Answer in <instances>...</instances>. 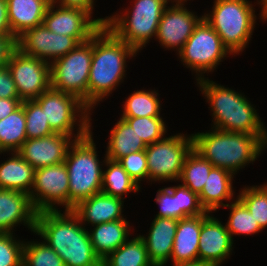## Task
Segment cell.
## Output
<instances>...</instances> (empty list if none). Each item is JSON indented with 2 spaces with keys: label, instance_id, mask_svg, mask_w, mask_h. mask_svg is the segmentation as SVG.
Masks as SVG:
<instances>
[{
  "label": "cell",
  "instance_id": "cell-26",
  "mask_svg": "<svg viewBox=\"0 0 267 266\" xmlns=\"http://www.w3.org/2000/svg\"><path fill=\"white\" fill-rule=\"evenodd\" d=\"M93 227L88 233L94 252L101 261L125 243L129 239L128 236H132L129 235L131 230L126 219L100 223Z\"/></svg>",
  "mask_w": 267,
  "mask_h": 266
},
{
  "label": "cell",
  "instance_id": "cell-11",
  "mask_svg": "<svg viewBox=\"0 0 267 266\" xmlns=\"http://www.w3.org/2000/svg\"><path fill=\"white\" fill-rule=\"evenodd\" d=\"M176 134L147 145L148 181H178L186 157L194 148L193 135Z\"/></svg>",
  "mask_w": 267,
  "mask_h": 266
},
{
  "label": "cell",
  "instance_id": "cell-27",
  "mask_svg": "<svg viewBox=\"0 0 267 266\" xmlns=\"http://www.w3.org/2000/svg\"><path fill=\"white\" fill-rule=\"evenodd\" d=\"M11 154V157L0 164V188L17 190L29 195L35 169L17 152H11Z\"/></svg>",
  "mask_w": 267,
  "mask_h": 266
},
{
  "label": "cell",
  "instance_id": "cell-32",
  "mask_svg": "<svg viewBox=\"0 0 267 266\" xmlns=\"http://www.w3.org/2000/svg\"><path fill=\"white\" fill-rule=\"evenodd\" d=\"M213 167L209 161L193 148L186 157L178 181L199 196Z\"/></svg>",
  "mask_w": 267,
  "mask_h": 266
},
{
  "label": "cell",
  "instance_id": "cell-36",
  "mask_svg": "<svg viewBox=\"0 0 267 266\" xmlns=\"http://www.w3.org/2000/svg\"><path fill=\"white\" fill-rule=\"evenodd\" d=\"M23 266H65V263L45 241H27L23 247Z\"/></svg>",
  "mask_w": 267,
  "mask_h": 266
},
{
  "label": "cell",
  "instance_id": "cell-17",
  "mask_svg": "<svg viewBox=\"0 0 267 266\" xmlns=\"http://www.w3.org/2000/svg\"><path fill=\"white\" fill-rule=\"evenodd\" d=\"M233 240L219 219L210 212L202 214V227L199 235L198 260L220 266L230 258Z\"/></svg>",
  "mask_w": 267,
  "mask_h": 266
},
{
  "label": "cell",
  "instance_id": "cell-18",
  "mask_svg": "<svg viewBox=\"0 0 267 266\" xmlns=\"http://www.w3.org/2000/svg\"><path fill=\"white\" fill-rule=\"evenodd\" d=\"M74 137L53 133L51 135L27 139L17 151L34 169L63 163Z\"/></svg>",
  "mask_w": 267,
  "mask_h": 266
},
{
  "label": "cell",
  "instance_id": "cell-45",
  "mask_svg": "<svg viewBox=\"0 0 267 266\" xmlns=\"http://www.w3.org/2000/svg\"><path fill=\"white\" fill-rule=\"evenodd\" d=\"M11 33L8 23L7 1L0 0V34Z\"/></svg>",
  "mask_w": 267,
  "mask_h": 266
},
{
  "label": "cell",
  "instance_id": "cell-31",
  "mask_svg": "<svg viewBox=\"0 0 267 266\" xmlns=\"http://www.w3.org/2000/svg\"><path fill=\"white\" fill-rule=\"evenodd\" d=\"M101 192L124 199V194L138 192L141 187L133 180L118 161L105 160Z\"/></svg>",
  "mask_w": 267,
  "mask_h": 266
},
{
  "label": "cell",
  "instance_id": "cell-21",
  "mask_svg": "<svg viewBox=\"0 0 267 266\" xmlns=\"http://www.w3.org/2000/svg\"><path fill=\"white\" fill-rule=\"evenodd\" d=\"M124 199L107 195L103 192L96 193L90 198L80 201L72 211L83 224L96 225L113 222L124 218Z\"/></svg>",
  "mask_w": 267,
  "mask_h": 266
},
{
  "label": "cell",
  "instance_id": "cell-20",
  "mask_svg": "<svg viewBox=\"0 0 267 266\" xmlns=\"http://www.w3.org/2000/svg\"><path fill=\"white\" fill-rule=\"evenodd\" d=\"M154 200L160 208L157 217L179 220L206 212L200 204L199 196L182 184L160 188Z\"/></svg>",
  "mask_w": 267,
  "mask_h": 266
},
{
  "label": "cell",
  "instance_id": "cell-39",
  "mask_svg": "<svg viewBox=\"0 0 267 266\" xmlns=\"http://www.w3.org/2000/svg\"><path fill=\"white\" fill-rule=\"evenodd\" d=\"M14 233H0V266H23L25 241L17 240Z\"/></svg>",
  "mask_w": 267,
  "mask_h": 266
},
{
  "label": "cell",
  "instance_id": "cell-33",
  "mask_svg": "<svg viewBox=\"0 0 267 266\" xmlns=\"http://www.w3.org/2000/svg\"><path fill=\"white\" fill-rule=\"evenodd\" d=\"M159 94L153 90L134 91L123 104L121 117H162Z\"/></svg>",
  "mask_w": 267,
  "mask_h": 266
},
{
  "label": "cell",
  "instance_id": "cell-13",
  "mask_svg": "<svg viewBox=\"0 0 267 266\" xmlns=\"http://www.w3.org/2000/svg\"><path fill=\"white\" fill-rule=\"evenodd\" d=\"M21 101L35 100L51 88L50 63L16 49L7 64Z\"/></svg>",
  "mask_w": 267,
  "mask_h": 266
},
{
  "label": "cell",
  "instance_id": "cell-37",
  "mask_svg": "<svg viewBox=\"0 0 267 266\" xmlns=\"http://www.w3.org/2000/svg\"><path fill=\"white\" fill-rule=\"evenodd\" d=\"M124 119L145 142L153 144L164 138L167 126L162 117H120Z\"/></svg>",
  "mask_w": 267,
  "mask_h": 266
},
{
  "label": "cell",
  "instance_id": "cell-44",
  "mask_svg": "<svg viewBox=\"0 0 267 266\" xmlns=\"http://www.w3.org/2000/svg\"><path fill=\"white\" fill-rule=\"evenodd\" d=\"M21 104L20 98H0V120L17 110Z\"/></svg>",
  "mask_w": 267,
  "mask_h": 266
},
{
  "label": "cell",
  "instance_id": "cell-8",
  "mask_svg": "<svg viewBox=\"0 0 267 266\" xmlns=\"http://www.w3.org/2000/svg\"><path fill=\"white\" fill-rule=\"evenodd\" d=\"M35 101L44 110V116L54 133L74 136L76 140L84 137L92 129L91 111L72 94L50 88ZM74 127H77L76 134Z\"/></svg>",
  "mask_w": 267,
  "mask_h": 266
},
{
  "label": "cell",
  "instance_id": "cell-2",
  "mask_svg": "<svg viewBox=\"0 0 267 266\" xmlns=\"http://www.w3.org/2000/svg\"><path fill=\"white\" fill-rule=\"evenodd\" d=\"M138 52L120 40L107 26L93 35V56L88 79V109L107 98L124 81L127 58Z\"/></svg>",
  "mask_w": 267,
  "mask_h": 266
},
{
  "label": "cell",
  "instance_id": "cell-43",
  "mask_svg": "<svg viewBox=\"0 0 267 266\" xmlns=\"http://www.w3.org/2000/svg\"><path fill=\"white\" fill-rule=\"evenodd\" d=\"M94 1L95 0H51V3L63 7L82 9L92 16L95 3Z\"/></svg>",
  "mask_w": 267,
  "mask_h": 266
},
{
  "label": "cell",
  "instance_id": "cell-49",
  "mask_svg": "<svg viewBox=\"0 0 267 266\" xmlns=\"http://www.w3.org/2000/svg\"><path fill=\"white\" fill-rule=\"evenodd\" d=\"M263 21H267V13L264 15V20Z\"/></svg>",
  "mask_w": 267,
  "mask_h": 266
},
{
  "label": "cell",
  "instance_id": "cell-47",
  "mask_svg": "<svg viewBox=\"0 0 267 266\" xmlns=\"http://www.w3.org/2000/svg\"><path fill=\"white\" fill-rule=\"evenodd\" d=\"M257 2V4H259L261 8L260 18L264 20V15L267 13V0H258Z\"/></svg>",
  "mask_w": 267,
  "mask_h": 266
},
{
  "label": "cell",
  "instance_id": "cell-34",
  "mask_svg": "<svg viewBox=\"0 0 267 266\" xmlns=\"http://www.w3.org/2000/svg\"><path fill=\"white\" fill-rule=\"evenodd\" d=\"M227 207L230 209V215L225 225L232 240L234 239V235L248 236L262 231L258 222L253 218V215L237 197L230 204L227 203L225 208Z\"/></svg>",
  "mask_w": 267,
  "mask_h": 266
},
{
  "label": "cell",
  "instance_id": "cell-14",
  "mask_svg": "<svg viewBox=\"0 0 267 266\" xmlns=\"http://www.w3.org/2000/svg\"><path fill=\"white\" fill-rule=\"evenodd\" d=\"M92 17L82 9L50 3L43 24L56 34L74 37L79 43H82L91 39L102 26H106L109 18V16L97 19H92Z\"/></svg>",
  "mask_w": 267,
  "mask_h": 266
},
{
  "label": "cell",
  "instance_id": "cell-1",
  "mask_svg": "<svg viewBox=\"0 0 267 266\" xmlns=\"http://www.w3.org/2000/svg\"><path fill=\"white\" fill-rule=\"evenodd\" d=\"M85 227L72 210H45L37 212L34 234L62 258L65 266H102Z\"/></svg>",
  "mask_w": 267,
  "mask_h": 266
},
{
  "label": "cell",
  "instance_id": "cell-35",
  "mask_svg": "<svg viewBox=\"0 0 267 266\" xmlns=\"http://www.w3.org/2000/svg\"><path fill=\"white\" fill-rule=\"evenodd\" d=\"M237 198L253 215L260 228L264 230L267 227V183L260 186H246L241 189Z\"/></svg>",
  "mask_w": 267,
  "mask_h": 266
},
{
  "label": "cell",
  "instance_id": "cell-28",
  "mask_svg": "<svg viewBox=\"0 0 267 266\" xmlns=\"http://www.w3.org/2000/svg\"><path fill=\"white\" fill-rule=\"evenodd\" d=\"M109 137L107 151L104 155L112 161H118L130 153L145 150L147 147L134 129L121 118L111 129Z\"/></svg>",
  "mask_w": 267,
  "mask_h": 266
},
{
  "label": "cell",
  "instance_id": "cell-25",
  "mask_svg": "<svg viewBox=\"0 0 267 266\" xmlns=\"http://www.w3.org/2000/svg\"><path fill=\"white\" fill-rule=\"evenodd\" d=\"M234 174L228 170L213 167L210 170L208 179L204 184L199 201L201 206L207 212H213L220 207H225L227 204L223 203L224 200L234 199V189L232 186Z\"/></svg>",
  "mask_w": 267,
  "mask_h": 266
},
{
  "label": "cell",
  "instance_id": "cell-3",
  "mask_svg": "<svg viewBox=\"0 0 267 266\" xmlns=\"http://www.w3.org/2000/svg\"><path fill=\"white\" fill-rule=\"evenodd\" d=\"M196 82L211 108L212 128L257 135L267 145V129L255 106L244 94L206 77Z\"/></svg>",
  "mask_w": 267,
  "mask_h": 266
},
{
  "label": "cell",
  "instance_id": "cell-46",
  "mask_svg": "<svg viewBox=\"0 0 267 266\" xmlns=\"http://www.w3.org/2000/svg\"><path fill=\"white\" fill-rule=\"evenodd\" d=\"M173 266H213V265L210 263H206V262L198 260V261H194V262L173 264Z\"/></svg>",
  "mask_w": 267,
  "mask_h": 266
},
{
  "label": "cell",
  "instance_id": "cell-24",
  "mask_svg": "<svg viewBox=\"0 0 267 266\" xmlns=\"http://www.w3.org/2000/svg\"><path fill=\"white\" fill-rule=\"evenodd\" d=\"M202 215L178 220L170 260L173 264L198 261Z\"/></svg>",
  "mask_w": 267,
  "mask_h": 266
},
{
  "label": "cell",
  "instance_id": "cell-7",
  "mask_svg": "<svg viewBox=\"0 0 267 266\" xmlns=\"http://www.w3.org/2000/svg\"><path fill=\"white\" fill-rule=\"evenodd\" d=\"M132 8L109 16L106 26L122 41L137 52L157 35L163 11L168 0H133ZM131 9V10H130Z\"/></svg>",
  "mask_w": 267,
  "mask_h": 266
},
{
  "label": "cell",
  "instance_id": "cell-29",
  "mask_svg": "<svg viewBox=\"0 0 267 266\" xmlns=\"http://www.w3.org/2000/svg\"><path fill=\"white\" fill-rule=\"evenodd\" d=\"M26 118L21 105L13 113L0 120V152H17L27 140Z\"/></svg>",
  "mask_w": 267,
  "mask_h": 266
},
{
  "label": "cell",
  "instance_id": "cell-16",
  "mask_svg": "<svg viewBox=\"0 0 267 266\" xmlns=\"http://www.w3.org/2000/svg\"><path fill=\"white\" fill-rule=\"evenodd\" d=\"M172 4L163 11L155 39L163 48L176 49L179 53L203 15L198 17L184 3Z\"/></svg>",
  "mask_w": 267,
  "mask_h": 266
},
{
  "label": "cell",
  "instance_id": "cell-41",
  "mask_svg": "<svg viewBox=\"0 0 267 266\" xmlns=\"http://www.w3.org/2000/svg\"><path fill=\"white\" fill-rule=\"evenodd\" d=\"M0 98H19L15 82L7 66L0 67Z\"/></svg>",
  "mask_w": 267,
  "mask_h": 266
},
{
  "label": "cell",
  "instance_id": "cell-23",
  "mask_svg": "<svg viewBox=\"0 0 267 266\" xmlns=\"http://www.w3.org/2000/svg\"><path fill=\"white\" fill-rule=\"evenodd\" d=\"M11 34L17 39L28 29L43 24L51 0H6Z\"/></svg>",
  "mask_w": 267,
  "mask_h": 266
},
{
  "label": "cell",
  "instance_id": "cell-40",
  "mask_svg": "<svg viewBox=\"0 0 267 266\" xmlns=\"http://www.w3.org/2000/svg\"><path fill=\"white\" fill-rule=\"evenodd\" d=\"M129 176L140 186L141 181L148 180V166L145 150L130 153L118 160Z\"/></svg>",
  "mask_w": 267,
  "mask_h": 266
},
{
  "label": "cell",
  "instance_id": "cell-48",
  "mask_svg": "<svg viewBox=\"0 0 267 266\" xmlns=\"http://www.w3.org/2000/svg\"><path fill=\"white\" fill-rule=\"evenodd\" d=\"M169 2L171 1V3L173 2H175V3H185V2H187L188 0H168Z\"/></svg>",
  "mask_w": 267,
  "mask_h": 266
},
{
  "label": "cell",
  "instance_id": "cell-10",
  "mask_svg": "<svg viewBox=\"0 0 267 266\" xmlns=\"http://www.w3.org/2000/svg\"><path fill=\"white\" fill-rule=\"evenodd\" d=\"M228 54L231 55L220 36L203 17L178 53V57L185 67L196 73L197 81L204 78V73L213 72L225 57H229Z\"/></svg>",
  "mask_w": 267,
  "mask_h": 266
},
{
  "label": "cell",
  "instance_id": "cell-22",
  "mask_svg": "<svg viewBox=\"0 0 267 266\" xmlns=\"http://www.w3.org/2000/svg\"><path fill=\"white\" fill-rule=\"evenodd\" d=\"M177 225V219L155 216L148 236L140 235L154 266H165L170 261Z\"/></svg>",
  "mask_w": 267,
  "mask_h": 266
},
{
  "label": "cell",
  "instance_id": "cell-42",
  "mask_svg": "<svg viewBox=\"0 0 267 266\" xmlns=\"http://www.w3.org/2000/svg\"><path fill=\"white\" fill-rule=\"evenodd\" d=\"M16 49L17 39L11 33L0 34V67L7 66Z\"/></svg>",
  "mask_w": 267,
  "mask_h": 266
},
{
  "label": "cell",
  "instance_id": "cell-9",
  "mask_svg": "<svg viewBox=\"0 0 267 266\" xmlns=\"http://www.w3.org/2000/svg\"><path fill=\"white\" fill-rule=\"evenodd\" d=\"M93 56V36L51 65V88L76 96L88 108V79Z\"/></svg>",
  "mask_w": 267,
  "mask_h": 266
},
{
  "label": "cell",
  "instance_id": "cell-15",
  "mask_svg": "<svg viewBox=\"0 0 267 266\" xmlns=\"http://www.w3.org/2000/svg\"><path fill=\"white\" fill-rule=\"evenodd\" d=\"M80 44L74 37L56 34L44 24L28 29L17 38V49L48 63L65 56Z\"/></svg>",
  "mask_w": 267,
  "mask_h": 266
},
{
  "label": "cell",
  "instance_id": "cell-12",
  "mask_svg": "<svg viewBox=\"0 0 267 266\" xmlns=\"http://www.w3.org/2000/svg\"><path fill=\"white\" fill-rule=\"evenodd\" d=\"M29 196L37 212L58 210L56 204L69 210V175L65 163L35 169Z\"/></svg>",
  "mask_w": 267,
  "mask_h": 266
},
{
  "label": "cell",
  "instance_id": "cell-5",
  "mask_svg": "<svg viewBox=\"0 0 267 266\" xmlns=\"http://www.w3.org/2000/svg\"><path fill=\"white\" fill-rule=\"evenodd\" d=\"M92 130L84 137L74 140L64 161L69 175V210L80 201L102 190V166L99 161ZM102 163V164H100Z\"/></svg>",
  "mask_w": 267,
  "mask_h": 266
},
{
  "label": "cell",
  "instance_id": "cell-30",
  "mask_svg": "<svg viewBox=\"0 0 267 266\" xmlns=\"http://www.w3.org/2000/svg\"><path fill=\"white\" fill-rule=\"evenodd\" d=\"M102 266H154L149 260L146 245L140 235L128 239L102 260Z\"/></svg>",
  "mask_w": 267,
  "mask_h": 266
},
{
  "label": "cell",
  "instance_id": "cell-19",
  "mask_svg": "<svg viewBox=\"0 0 267 266\" xmlns=\"http://www.w3.org/2000/svg\"><path fill=\"white\" fill-rule=\"evenodd\" d=\"M36 215L28 194L0 188V233H13L22 223L34 233Z\"/></svg>",
  "mask_w": 267,
  "mask_h": 266
},
{
  "label": "cell",
  "instance_id": "cell-6",
  "mask_svg": "<svg viewBox=\"0 0 267 266\" xmlns=\"http://www.w3.org/2000/svg\"><path fill=\"white\" fill-rule=\"evenodd\" d=\"M205 20L220 36L223 45L232 55L244 51L254 32L257 20L252 1L215 0Z\"/></svg>",
  "mask_w": 267,
  "mask_h": 266
},
{
  "label": "cell",
  "instance_id": "cell-38",
  "mask_svg": "<svg viewBox=\"0 0 267 266\" xmlns=\"http://www.w3.org/2000/svg\"><path fill=\"white\" fill-rule=\"evenodd\" d=\"M21 105L25 112L27 139L41 138L54 133L44 116V110L35 100L22 101Z\"/></svg>",
  "mask_w": 267,
  "mask_h": 266
},
{
  "label": "cell",
  "instance_id": "cell-4",
  "mask_svg": "<svg viewBox=\"0 0 267 266\" xmlns=\"http://www.w3.org/2000/svg\"><path fill=\"white\" fill-rule=\"evenodd\" d=\"M193 135L194 149L214 167L238 173L263 154L267 145L257 136L214 129Z\"/></svg>",
  "mask_w": 267,
  "mask_h": 266
}]
</instances>
